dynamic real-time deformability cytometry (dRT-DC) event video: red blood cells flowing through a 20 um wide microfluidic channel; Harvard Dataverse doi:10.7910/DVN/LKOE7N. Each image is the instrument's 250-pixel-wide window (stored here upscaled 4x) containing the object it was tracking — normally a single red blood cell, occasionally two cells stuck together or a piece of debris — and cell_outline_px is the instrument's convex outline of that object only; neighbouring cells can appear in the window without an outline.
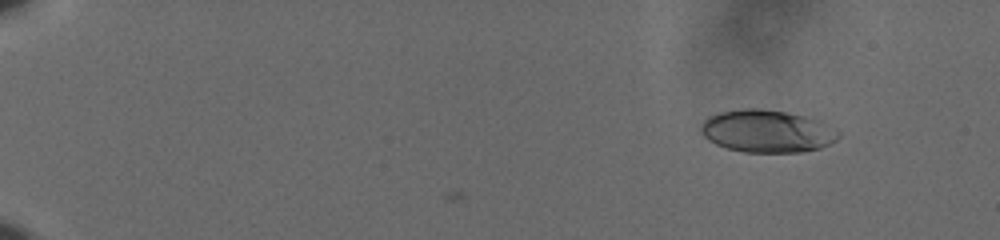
{"species": "human", "species_latin": "Homo sapiens", "temperature_condition": "cold", "stored_images_in_passage": 54, "camera_frame_rate_fps": 3000, "um_per_image_px": 0.085, "donor": {"sex": "male"}, "frame": {"image": 1, "passage_image": 1, "time_ms": 0.0, "image_size_px": [1000, 240], "cell_outline_px": [[840, 136], [836, 140], [820, 148], [800, 152], [744, 152], [728, 148], [716, 144], [708, 140], [700, 132], [700, 124], [708, 116], [720, 112], [740, 108], [760, 108], [784, 112], [804, 116], [820, 120], [836, 128], [840, 132]], "centroid_in_image_um": [65.19, 11.14], "position_along_channel_um": 19.8, "area_um2": 34.28}}
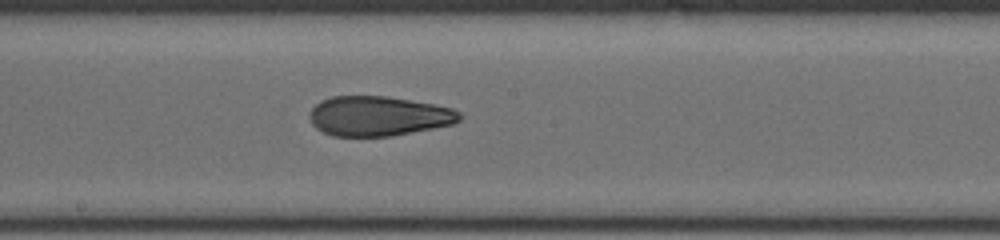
{"frame": {"image": 2, "passage_image": 30, "time_ms": 9.667, "image_size_px": [1000, 240], "cell_outline_px": [[464, 116], [460, 120], [452, 124], [432, 128], [388, 136], [332, 136], [316, 128], [312, 124], [308, 116], [312, 108], [320, 100], [332, 96], [384, 96], [432, 104], [452, 108], [460, 112]], "centroid_in_image_um": [32.14, 9.86], "position_along_channel_um": 216.1, "area_um2": 34.56}}
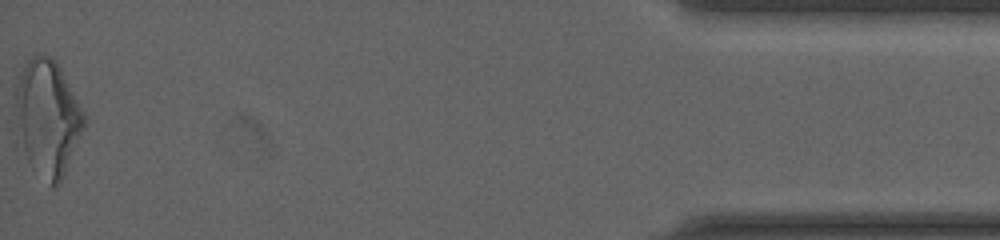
{"frame": {"image": 3, "passage_image": 54, "time_ms": 17.667, "image_size_px": [1000, 240], "cell_outline_px": [[84, 128], [60, 184], [52, 188], [28, 160], [16, 140], [12, 88], [28, 60], [32, 56], [40, 52], [56, 60], [84, 112]], "centroid_in_image_um": [3.97, 9.98], "position_along_channel_um": 431.2, "area_um2": 47.05}, "authors_computed_cell_mechanics": {"area_um2": 35.1713, "velocity_mm_per_s": 3.6258, "shape_relaxation_time_tau1_ms": 8.9544, "shape_relaxation_time_tau2_ms": 2.2158, "deformation_change_tau1": 0.2189, "deformation_change_tau2": 0.0985}}